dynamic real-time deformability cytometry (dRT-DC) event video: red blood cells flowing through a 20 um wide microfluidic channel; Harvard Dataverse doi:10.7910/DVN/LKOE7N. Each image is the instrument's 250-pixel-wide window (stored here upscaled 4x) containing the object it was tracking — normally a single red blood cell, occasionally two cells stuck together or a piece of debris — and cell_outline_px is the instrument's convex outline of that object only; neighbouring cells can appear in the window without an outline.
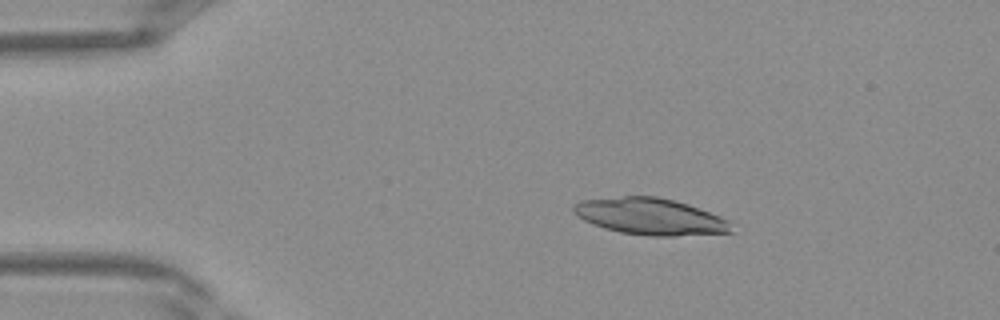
{"species": "Egyptian fruit bat (a non-hibernating species)", "species_latin": "Rousettus aegyptiacus", "temperature_condition": "warm", "stored_images_in_passage": 40, "camera_frame_rate_fps": 3000, "um_per_image_px": 0.085, "frame": {"image": 1, "passage_image": 7, "time_ms": 2.0, "image_size_px": [1000, 320], "cell_outline_px": [[736, 232], [676, 236], [648, 236], [620, 232], [604, 228], [592, 224], [576, 216], [572, 212], [572, 204], [584, 200], [624, 196], [656, 196], [688, 204], [720, 216], [728, 220]], "centroid_in_image_um": [55.27, 18.41], "position_along_channel_um": 29.7, "area_um2": 33.81}}